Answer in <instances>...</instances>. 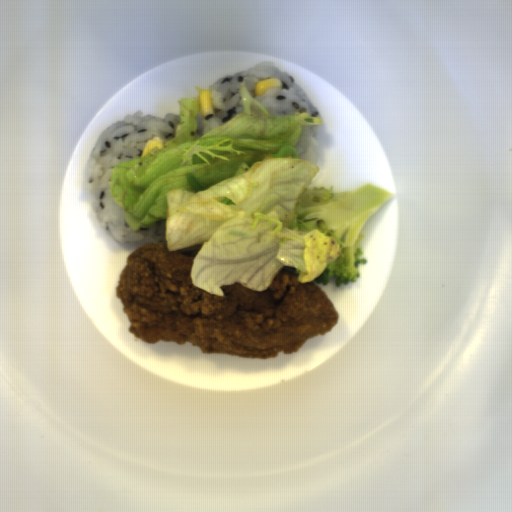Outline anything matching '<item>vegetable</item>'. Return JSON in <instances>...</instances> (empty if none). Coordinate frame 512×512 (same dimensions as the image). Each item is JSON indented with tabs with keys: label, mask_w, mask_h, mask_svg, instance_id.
<instances>
[{
	"label": "vegetable",
	"mask_w": 512,
	"mask_h": 512,
	"mask_svg": "<svg viewBox=\"0 0 512 512\" xmlns=\"http://www.w3.org/2000/svg\"><path fill=\"white\" fill-rule=\"evenodd\" d=\"M243 112L196 139L200 100L178 99L174 138L141 158L117 163L107 186L131 231L164 220L167 250L197 251L193 286L215 296L240 283L266 291L282 269L300 284L359 280L360 234L397 195L372 183L334 192L308 188L320 165L299 159L307 113L271 114L245 83Z\"/></svg>",
	"instance_id": "add77e79"
}]
</instances>
